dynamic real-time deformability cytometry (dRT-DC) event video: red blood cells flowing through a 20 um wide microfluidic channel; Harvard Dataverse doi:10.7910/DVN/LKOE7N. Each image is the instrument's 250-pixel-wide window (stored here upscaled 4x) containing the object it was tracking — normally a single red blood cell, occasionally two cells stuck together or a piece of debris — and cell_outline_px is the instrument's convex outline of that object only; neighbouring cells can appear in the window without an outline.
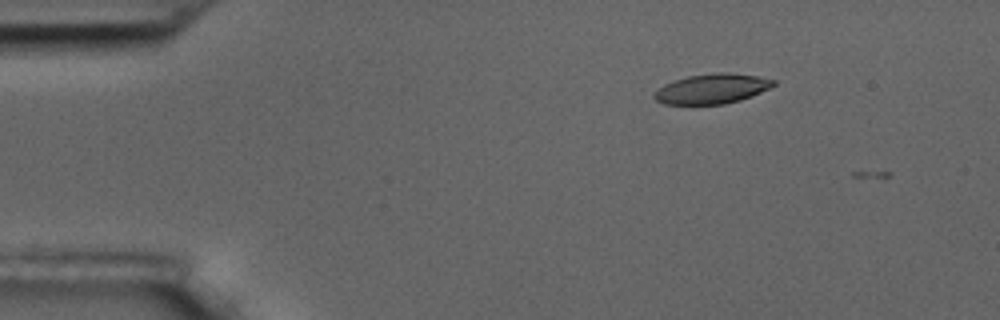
{"species": "common noctule bat (a hibernating species)", "species_latin": "Nyctalus noctula", "temperature_condition": "room temperature", "stored_images_in_passage": 2, "camera_frame_rate_fps": 3000, "um_per_image_px": 0.085, "animal": {"sex": "male", "body_mass_g": 17.5, "forearm_length_mm": 52.3}, "frame": {"image": 1, "passage_image": 1, "time_ms": 0.0, "image_size_px": [1000, 320], "cell_outline_px": [[776, 84], [752, 96], [740, 100], [724, 104], [664, 104], [656, 100], [652, 96], [664, 84], [688, 76], [716, 72], [728, 72], [760, 76], [776, 80]], "centroid_in_image_um": [60.55, 7.54], "position_along_channel_um": 24.5, "area_um2": 20.69}}